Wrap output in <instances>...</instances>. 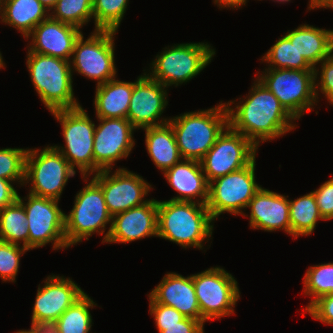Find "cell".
<instances>
[{
  "mask_svg": "<svg viewBox=\"0 0 333 333\" xmlns=\"http://www.w3.org/2000/svg\"><path fill=\"white\" fill-rule=\"evenodd\" d=\"M247 96L231 108L226 104L228 124L236 132L248 138L257 148L260 143L274 140L295 129V119L279 100L257 78ZM235 110V111H234Z\"/></svg>",
  "mask_w": 333,
  "mask_h": 333,
  "instance_id": "6da1fadb",
  "label": "cell"
},
{
  "mask_svg": "<svg viewBox=\"0 0 333 333\" xmlns=\"http://www.w3.org/2000/svg\"><path fill=\"white\" fill-rule=\"evenodd\" d=\"M213 221L205 204L158 201L157 237L179 244L183 248L202 250V242L212 237Z\"/></svg>",
  "mask_w": 333,
  "mask_h": 333,
  "instance_id": "7a4b0ae2",
  "label": "cell"
},
{
  "mask_svg": "<svg viewBox=\"0 0 333 333\" xmlns=\"http://www.w3.org/2000/svg\"><path fill=\"white\" fill-rule=\"evenodd\" d=\"M181 157L201 161L228 124V110L222 101L216 107L186 112L169 118Z\"/></svg>",
  "mask_w": 333,
  "mask_h": 333,
  "instance_id": "3957f363",
  "label": "cell"
},
{
  "mask_svg": "<svg viewBox=\"0 0 333 333\" xmlns=\"http://www.w3.org/2000/svg\"><path fill=\"white\" fill-rule=\"evenodd\" d=\"M26 61L34 88L50 112L81 106L74 97L70 61L29 50Z\"/></svg>",
  "mask_w": 333,
  "mask_h": 333,
  "instance_id": "277c9868",
  "label": "cell"
},
{
  "mask_svg": "<svg viewBox=\"0 0 333 333\" xmlns=\"http://www.w3.org/2000/svg\"><path fill=\"white\" fill-rule=\"evenodd\" d=\"M208 43H182L163 48L150 64L147 75L163 86H179L196 77L216 54Z\"/></svg>",
  "mask_w": 333,
  "mask_h": 333,
  "instance_id": "5b68a950",
  "label": "cell"
},
{
  "mask_svg": "<svg viewBox=\"0 0 333 333\" xmlns=\"http://www.w3.org/2000/svg\"><path fill=\"white\" fill-rule=\"evenodd\" d=\"M67 246H74L89 236L103 234L110 224L102 243L107 241L112 224V215L108 212L102 188L91 179L75 196L72 210L64 215Z\"/></svg>",
  "mask_w": 333,
  "mask_h": 333,
  "instance_id": "8992f818",
  "label": "cell"
},
{
  "mask_svg": "<svg viewBox=\"0 0 333 333\" xmlns=\"http://www.w3.org/2000/svg\"><path fill=\"white\" fill-rule=\"evenodd\" d=\"M50 113L61 124L66 144L65 147L57 145L53 147L64 156L74 170L77 167L84 181L88 182V177L94 173L95 123L82 106L74 109L55 110Z\"/></svg>",
  "mask_w": 333,
  "mask_h": 333,
  "instance_id": "52a82bcc",
  "label": "cell"
},
{
  "mask_svg": "<svg viewBox=\"0 0 333 333\" xmlns=\"http://www.w3.org/2000/svg\"><path fill=\"white\" fill-rule=\"evenodd\" d=\"M261 72L257 79L295 120L317 105L314 70L266 68Z\"/></svg>",
  "mask_w": 333,
  "mask_h": 333,
  "instance_id": "ba28073f",
  "label": "cell"
},
{
  "mask_svg": "<svg viewBox=\"0 0 333 333\" xmlns=\"http://www.w3.org/2000/svg\"><path fill=\"white\" fill-rule=\"evenodd\" d=\"M75 174L76 170L53 146L28 149L24 184L30 182V194L60 200L66 183Z\"/></svg>",
  "mask_w": 333,
  "mask_h": 333,
  "instance_id": "9c48e42d",
  "label": "cell"
},
{
  "mask_svg": "<svg viewBox=\"0 0 333 333\" xmlns=\"http://www.w3.org/2000/svg\"><path fill=\"white\" fill-rule=\"evenodd\" d=\"M256 159L249 165L209 182L207 208L213 220L222 213L245 215L246 209L261 185L255 181Z\"/></svg>",
  "mask_w": 333,
  "mask_h": 333,
  "instance_id": "30bf717a",
  "label": "cell"
},
{
  "mask_svg": "<svg viewBox=\"0 0 333 333\" xmlns=\"http://www.w3.org/2000/svg\"><path fill=\"white\" fill-rule=\"evenodd\" d=\"M193 285L205 321L220 319L235 313L234 306L240 299L236 279L221 267H210L192 274Z\"/></svg>",
  "mask_w": 333,
  "mask_h": 333,
  "instance_id": "8fae6325",
  "label": "cell"
},
{
  "mask_svg": "<svg viewBox=\"0 0 333 333\" xmlns=\"http://www.w3.org/2000/svg\"><path fill=\"white\" fill-rule=\"evenodd\" d=\"M116 33L112 30H94L85 41L82 33L75 42L70 59L72 73L77 71L89 79L97 80V86L116 78L114 59Z\"/></svg>",
  "mask_w": 333,
  "mask_h": 333,
  "instance_id": "7c38bea8",
  "label": "cell"
},
{
  "mask_svg": "<svg viewBox=\"0 0 333 333\" xmlns=\"http://www.w3.org/2000/svg\"><path fill=\"white\" fill-rule=\"evenodd\" d=\"M27 197V198H26ZM23 198L18 194L17 200L23 205L28 223V249H35L53 244L54 250L66 249L65 213L59 208V200L39 197L28 193Z\"/></svg>",
  "mask_w": 333,
  "mask_h": 333,
  "instance_id": "4fadbf2b",
  "label": "cell"
},
{
  "mask_svg": "<svg viewBox=\"0 0 333 333\" xmlns=\"http://www.w3.org/2000/svg\"><path fill=\"white\" fill-rule=\"evenodd\" d=\"M257 147L229 125L200 161L207 182L249 165L256 157Z\"/></svg>",
  "mask_w": 333,
  "mask_h": 333,
  "instance_id": "5bb4252c",
  "label": "cell"
},
{
  "mask_svg": "<svg viewBox=\"0 0 333 333\" xmlns=\"http://www.w3.org/2000/svg\"><path fill=\"white\" fill-rule=\"evenodd\" d=\"M103 170L93 174L92 179L102 188L108 212L113 216L133 207H138L149 199L144 200L152 188L142 176L118 168L114 173Z\"/></svg>",
  "mask_w": 333,
  "mask_h": 333,
  "instance_id": "9a60e30c",
  "label": "cell"
},
{
  "mask_svg": "<svg viewBox=\"0 0 333 333\" xmlns=\"http://www.w3.org/2000/svg\"><path fill=\"white\" fill-rule=\"evenodd\" d=\"M97 119L100 123L94 133V174L112 169L117 160L129 156L135 145L133 131L136 130L128 119Z\"/></svg>",
  "mask_w": 333,
  "mask_h": 333,
  "instance_id": "2e32d148",
  "label": "cell"
},
{
  "mask_svg": "<svg viewBox=\"0 0 333 333\" xmlns=\"http://www.w3.org/2000/svg\"><path fill=\"white\" fill-rule=\"evenodd\" d=\"M166 88L160 82L151 79L146 72L133 82L127 119L136 129L168 123L170 119H160L168 104Z\"/></svg>",
  "mask_w": 333,
  "mask_h": 333,
  "instance_id": "e0dca14e",
  "label": "cell"
},
{
  "mask_svg": "<svg viewBox=\"0 0 333 333\" xmlns=\"http://www.w3.org/2000/svg\"><path fill=\"white\" fill-rule=\"evenodd\" d=\"M84 293L70 278L48 276L42 288L38 286L32 321L57 320Z\"/></svg>",
  "mask_w": 333,
  "mask_h": 333,
  "instance_id": "ac0fdd59",
  "label": "cell"
},
{
  "mask_svg": "<svg viewBox=\"0 0 333 333\" xmlns=\"http://www.w3.org/2000/svg\"><path fill=\"white\" fill-rule=\"evenodd\" d=\"M158 200L149 199L145 204L112 216L106 243H129L145 237H157Z\"/></svg>",
  "mask_w": 333,
  "mask_h": 333,
  "instance_id": "d6986e66",
  "label": "cell"
},
{
  "mask_svg": "<svg viewBox=\"0 0 333 333\" xmlns=\"http://www.w3.org/2000/svg\"><path fill=\"white\" fill-rule=\"evenodd\" d=\"M81 34L80 28L49 16L27 36L26 39L32 37L28 50L70 61L75 42Z\"/></svg>",
  "mask_w": 333,
  "mask_h": 333,
  "instance_id": "ffe728a7",
  "label": "cell"
},
{
  "mask_svg": "<svg viewBox=\"0 0 333 333\" xmlns=\"http://www.w3.org/2000/svg\"><path fill=\"white\" fill-rule=\"evenodd\" d=\"M288 197L261 187L246 207L250 208V227L268 232L284 230L291 235Z\"/></svg>",
  "mask_w": 333,
  "mask_h": 333,
  "instance_id": "44dd1931",
  "label": "cell"
},
{
  "mask_svg": "<svg viewBox=\"0 0 333 333\" xmlns=\"http://www.w3.org/2000/svg\"><path fill=\"white\" fill-rule=\"evenodd\" d=\"M148 297L155 303L175 308L186 318L199 320L203 325L206 322L201 316L192 275L167 273Z\"/></svg>",
  "mask_w": 333,
  "mask_h": 333,
  "instance_id": "7402d4cb",
  "label": "cell"
},
{
  "mask_svg": "<svg viewBox=\"0 0 333 333\" xmlns=\"http://www.w3.org/2000/svg\"><path fill=\"white\" fill-rule=\"evenodd\" d=\"M163 174L178 193L170 200L207 204L209 183L199 161L182 159Z\"/></svg>",
  "mask_w": 333,
  "mask_h": 333,
  "instance_id": "603a6c76",
  "label": "cell"
},
{
  "mask_svg": "<svg viewBox=\"0 0 333 333\" xmlns=\"http://www.w3.org/2000/svg\"><path fill=\"white\" fill-rule=\"evenodd\" d=\"M285 36L313 68L333 53V30L304 24L288 30Z\"/></svg>",
  "mask_w": 333,
  "mask_h": 333,
  "instance_id": "cb8c5ba5",
  "label": "cell"
},
{
  "mask_svg": "<svg viewBox=\"0 0 333 333\" xmlns=\"http://www.w3.org/2000/svg\"><path fill=\"white\" fill-rule=\"evenodd\" d=\"M133 82L115 78L96 86L94 106L97 118L127 119Z\"/></svg>",
  "mask_w": 333,
  "mask_h": 333,
  "instance_id": "d4e9b609",
  "label": "cell"
},
{
  "mask_svg": "<svg viewBox=\"0 0 333 333\" xmlns=\"http://www.w3.org/2000/svg\"><path fill=\"white\" fill-rule=\"evenodd\" d=\"M143 130H145L147 153L154 165L163 173L183 159L169 122Z\"/></svg>",
  "mask_w": 333,
  "mask_h": 333,
  "instance_id": "484cf974",
  "label": "cell"
},
{
  "mask_svg": "<svg viewBox=\"0 0 333 333\" xmlns=\"http://www.w3.org/2000/svg\"><path fill=\"white\" fill-rule=\"evenodd\" d=\"M49 12L39 0H2L0 18L27 38L40 22L50 16Z\"/></svg>",
  "mask_w": 333,
  "mask_h": 333,
  "instance_id": "4316f807",
  "label": "cell"
},
{
  "mask_svg": "<svg viewBox=\"0 0 333 333\" xmlns=\"http://www.w3.org/2000/svg\"><path fill=\"white\" fill-rule=\"evenodd\" d=\"M289 215L291 225V235L295 238L299 236H309L316 229L319 220H324L320 215L313 192L289 200Z\"/></svg>",
  "mask_w": 333,
  "mask_h": 333,
  "instance_id": "83f0119b",
  "label": "cell"
},
{
  "mask_svg": "<svg viewBox=\"0 0 333 333\" xmlns=\"http://www.w3.org/2000/svg\"><path fill=\"white\" fill-rule=\"evenodd\" d=\"M28 223L23 205L16 200L0 210V241L28 248Z\"/></svg>",
  "mask_w": 333,
  "mask_h": 333,
  "instance_id": "f1b7e54d",
  "label": "cell"
},
{
  "mask_svg": "<svg viewBox=\"0 0 333 333\" xmlns=\"http://www.w3.org/2000/svg\"><path fill=\"white\" fill-rule=\"evenodd\" d=\"M84 293L57 319L59 333H89L92 327L90 308L97 304Z\"/></svg>",
  "mask_w": 333,
  "mask_h": 333,
  "instance_id": "f546056e",
  "label": "cell"
},
{
  "mask_svg": "<svg viewBox=\"0 0 333 333\" xmlns=\"http://www.w3.org/2000/svg\"><path fill=\"white\" fill-rule=\"evenodd\" d=\"M262 61L270 63L268 68L314 70V68L299 55L294 43L284 35L262 57Z\"/></svg>",
  "mask_w": 333,
  "mask_h": 333,
  "instance_id": "4dcf8cb0",
  "label": "cell"
},
{
  "mask_svg": "<svg viewBox=\"0 0 333 333\" xmlns=\"http://www.w3.org/2000/svg\"><path fill=\"white\" fill-rule=\"evenodd\" d=\"M50 17L81 29L93 18V0H57Z\"/></svg>",
  "mask_w": 333,
  "mask_h": 333,
  "instance_id": "1f68e13d",
  "label": "cell"
},
{
  "mask_svg": "<svg viewBox=\"0 0 333 333\" xmlns=\"http://www.w3.org/2000/svg\"><path fill=\"white\" fill-rule=\"evenodd\" d=\"M304 294L312 297L304 311L319 297L333 293V262L310 266L304 278Z\"/></svg>",
  "mask_w": 333,
  "mask_h": 333,
  "instance_id": "d6a6232c",
  "label": "cell"
},
{
  "mask_svg": "<svg viewBox=\"0 0 333 333\" xmlns=\"http://www.w3.org/2000/svg\"><path fill=\"white\" fill-rule=\"evenodd\" d=\"M129 0H93L94 30L118 31Z\"/></svg>",
  "mask_w": 333,
  "mask_h": 333,
  "instance_id": "836d02e7",
  "label": "cell"
},
{
  "mask_svg": "<svg viewBox=\"0 0 333 333\" xmlns=\"http://www.w3.org/2000/svg\"><path fill=\"white\" fill-rule=\"evenodd\" d=\"M27 151V148L0 149V178L24 185Z\"/></svg>",
  "mask_w": 333,
  "mask_h": 333,
  "instance_id": "e575fe53",
  "label": "cell"
},
{
  "mask_svg": "<svg viewBox=\"0 0 333 333\" xmlns=\"http://www.w3.org/2000/svg\"><path fill=\"white\" fill-rule=\"evenodd\" d=\"M20 246L0 241V277L4 282H16L20 257L29 251L28 248Z\"/></svg>",
  "mask_w": 333,
  "mask_h": 333,
  "instance_id": "d590c367",
  "label": "cell"
},
{
  "mask_svg": "<svg viewBox=\"0 0 333 333\" xmlns=\"http://www.w3.org/2000/svg\"><path fill=\"white\" fill-rule=\"evenodd\" d=\"M320 64L321 69L319 70L321 71H319L317 68H314L316 99L318 102V92L320 91L324 95V97H326L328 102L333 105V53L328 58L324 59ZM318 75H320V78L318 77Z\"/></svg>",
  "mask_w": 333,
  "mask_h": 333,
  "instance_id": "8d00e7d4",
  "label": "cell"
},
{
  "mask_svg": "<svg viewBox=\"0 0 333 333\" xmlns=\"http://www.w3.org/2000/svg\"><path fill=\"white\" fill-rule=\"evenodd\" d=\"M149 311L154 317L156 326H172L177 325L185 316L173 307H169L160 303H155L149 297Z\"/></svg>",
  "mask_w": 333,
  "mask_h": 333,
  "instance_id": "74e56055",
  "label": "cell"
},
{
  "mask_svg": "<svg viewBox=\"0 0 333 333\" xmlns=\"http://www.w3.org/2000/svg\"><path fill=\"white\" fill-rule=\"evenodd\" d=\"M331 177L318 189L312 191L324 221L333 219V176L331 175Z\"/></svg>",
  "mask_w": 333,
  "mask_h": 333,
  "instance_id": "f35d334b",
  "label": "cell"
},
{
  "mask_svg": "<svg viewBox=\"0 0 333 333\" xmlns=\"http://www.w3.org/2000/svg\"><path fill=\"white\" fill-rule=\"evenodd\" d=\"M304 312L315 320L333 325V293L319 297Z\"/></svg>",
  "mask_w": 333,
  "mask_h": 333,
  "instance_id": "ab89813d",
  "label": "cell"
},
{
  "mask_svg": "<svg viewBox=\"0 0 333 333\" xmlns=\"http://www.w3.org/2000/svg\"><path fill=\"white\" fill-rule=\"evenodd\" d=\"M159 333H204V325L196 319L184 318L177 325L157 326Z\"/></svg>",
  "mask_w": 333,
  "mask_h": 333,
  "instance_id": "60d3db41",
  "label": "cell"
},
{
  "mask_svg": "<svg viewBox=\"0 0 333 333\" xmlns=\"http://www.w3.org/2000/svg\"><path fill=\"white\" fill-rule=\"evenodd\" d=\"M12 181L0 178V210L13 204L18 198V192Z\"/></svg>",
  "mask_w": 333,
  "mask_h": 333,
  "instance_id": "b9f144b4",
  "label": "cell"
},
{
  "mask_svg": "<svg viewBox=\"0 0 333 333\" xmlns=\"http://www.w3.org/2000/svg\"><path fill=\"white\" fill-rule=\"evenodd\" d=\"M32 333H59L57 320L32 321Z\"/></svg>",
  "mask_w": 333,
  "mask_h": 333,
  "instance_id": "7bdbcfd3",
  "label": "cell"
},
{
  "mask_svg": "<svg viewBox=\"0 0 333 333\" xmlns=\"http://www.w3.org/2000/svg\"><path fill=\"white\" fill-rule=\"evenodd\" d=\"M247 0H214V4H216L219 8H235L239 9L242 5L246 4Z\"/></svg>",
  "mask_w": 333,
  "mask_h": 333,
  "instance_id": "ee69618b",
  "label": "cell"
},
{
  "mask_svg": "<svg viewBox=\"0 0 333 333\" xmlns=\"http://www.w3.org/2000/svg\"><path fill=\"white\" fill-rule=\"evenodd\" d=\"M309 7L308 10L314 9V8H331L333 9V0H310L309 1Z\"/></svg>",
  "mask_w": 333,
  "mask_h": 333,
  "instance_id": "f6af8a7d",
  "label": "cell"
},
{
  "mask_svg": "<svg viewBox=\"0 0 333 333\" xmlns=\"http://www.w3.org/2000/svg\"><path fill=\"white\" fill-rule=\"evenodd\" d=\"M41 4L46 7L49 11L54 7L57 0H39Z\"/></svg>",
  "mask_w": 333,
  "mask_h": 333,
  "instance_id": "bcb514c9",
  "label": "cell"
},
{
  "mask_svg": "<svg viewBox=\"0 0 333 333\" xmlns=\"http://www.w3.org/2000/svg\"><path fill=\"white\" fill-rule=\"evenodd\" d=\"M3 67H5V63L3 61V57H2V54L0 52V69L3 68Z\"/></svg>",
  "mask_w": 333,
  "mask_h": 333,
  "instance_id": "7dc6e473",
  "label": "cell"
},
{
  "mask_svg": "<svg viewBox=\"0 0 333 333\" xmlns=\"http://www.w3.org/2000/svg\"><path fill=\"white\" fill-rule=\"evenodd\" d=\"M16 333H32L30 330H19Z\"/></svg>",
  "mask_w": 333,
  "mask_h": 333,
  "instance_id": "c3c4849f",
  "label": "cell"
},
{
  "mask_svg": "<svg viewBox=\"0 0 333 333\" xmlns=\"http://www.w3.org/2000/svg\"><path fill=\"white\" fill-rule=\"evenodd\" d=\"M273 1H274V0H273ZM276 1H277V2H280V3H281V2L284 3V2H289L290 0H275V2H276Z\"/></svg>",
  "mask_w": 333,
  "mask_h": 333,
  "instance_id": "681fc988",
  "label": "cell"
},
{
  "mask_svg": "<svg viewBox=\"0 0 333 333\" xmlns=\"http://www.w3.org/2000/svg\"><path fill=\"white\" fill-rule=\"evenodd\" d=\"M1 9H2V0H0V13H1Z\"/></svg>",
  "mask_w": 333,
  "mask_h": 333,
  "instance_id": "f907efd6",
  "label": "cell"
}]
</instances>
